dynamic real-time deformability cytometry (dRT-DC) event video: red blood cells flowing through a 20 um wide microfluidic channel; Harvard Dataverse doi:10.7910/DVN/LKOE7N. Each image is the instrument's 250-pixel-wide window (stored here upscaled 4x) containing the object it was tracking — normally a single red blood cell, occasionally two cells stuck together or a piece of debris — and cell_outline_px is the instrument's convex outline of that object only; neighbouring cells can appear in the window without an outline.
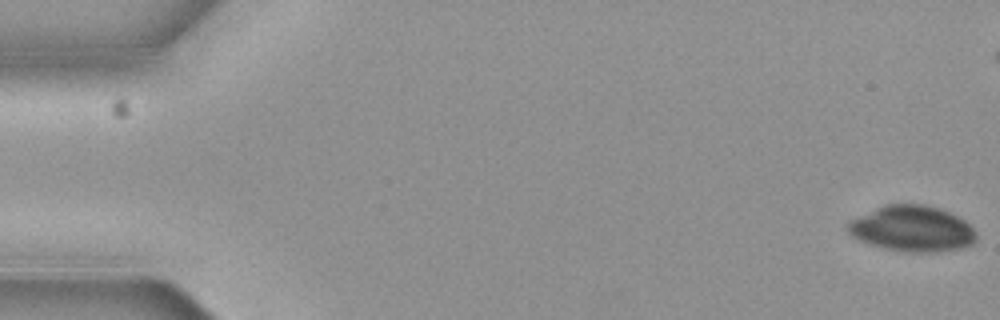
{"species": "common noctule bat (a hibernating species)", "species_latin": "Nyctalus noctula", "temperature_condition": "cold", "stored_images_in_passage": 5, "segment_of_instrument_passage": [2, 2], "camera_frame_rate_fps": 3000, "um_per_image_px": 0.085, "animal": {"sex": "female", "body_mass_g": 19.3, "forearm_length_mm": 54.1}, "frame": {"image": 1, "passage_image": 5, "time_ms": 1.333, "image_size_px": [1000, 320], "cell_outline_px": [[976, 240], [972, 244], [960, 248], [936, 252], [908, 252], [884, 248], [860, 240], [852, 236], [848, 232], [848, 224], [852, 220], [884, 204], [924, 204], [940, 208], [964, 220], [976, 232]], "centroid_in_image_um": [77.56, 19.44], "position_along_channel_um": 7.4, "area_um2": 33.93}}